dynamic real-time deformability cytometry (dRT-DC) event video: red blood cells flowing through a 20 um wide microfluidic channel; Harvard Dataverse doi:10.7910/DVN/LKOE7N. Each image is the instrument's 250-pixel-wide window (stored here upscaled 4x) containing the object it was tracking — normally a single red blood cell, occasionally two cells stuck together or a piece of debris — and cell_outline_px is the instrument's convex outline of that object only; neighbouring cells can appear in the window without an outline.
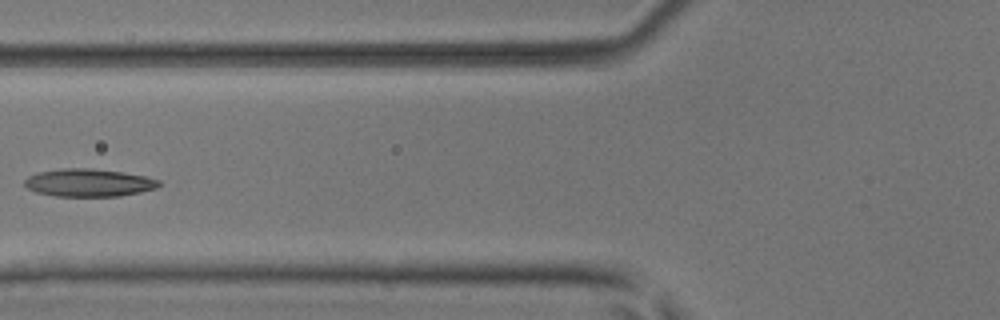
{"species": "common noctule bat (a hibernating species)", "species_latin": "Nyctalus noctula", "temperature_condition": "room temperature", "stored_images_in_passage": 7, "camera_frame_rate_fps": 3000, "um_per_image_px": 0.085, "animal": {"sex": "male", "body_mass_g": 17.9, "forearm_length_mm": 54.2}, "frame": {"image": 1, "passage_image": 6, "time_ms": 1.667, "image_size_px": [1000, 320], "cell_outline_px": [[160, 184], [156, 188], [140, 192], [120, 196], [56, 196], [36, 192], [28, 188], [24, 184], [24, 180], [28, 176], [36, 172], [60, 168], [92, 168], [120, 172], [144, 176], [160, 180]], "centroid_in_image_um": [7.51, 15.52], "position_along_channel_um": 118.3, "area_um2": 21.73}}
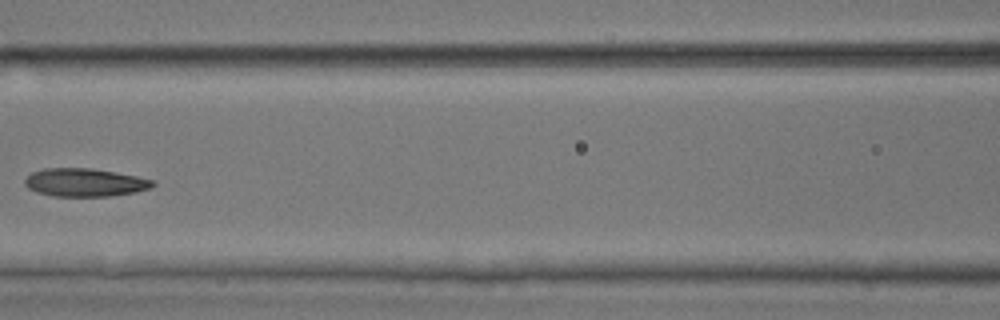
{"frame": {"image": 2, "passage_image": 7, "time_ms": 2.0, "image_size_px": [1000, 320], "cell_outline_px": [[156, 184], [148, 188], [136, 192], [108, 196], [52, 196], [36, 192], [28, 188], [24, 184], [24, 180], [32, 172], [44, 168], [92, 168], [136, 176], [156, 180]], "centroid_in_image_um": [7.2, 15.51], "position_along_channel_um": 159.4, "area_um2": 20.98}}